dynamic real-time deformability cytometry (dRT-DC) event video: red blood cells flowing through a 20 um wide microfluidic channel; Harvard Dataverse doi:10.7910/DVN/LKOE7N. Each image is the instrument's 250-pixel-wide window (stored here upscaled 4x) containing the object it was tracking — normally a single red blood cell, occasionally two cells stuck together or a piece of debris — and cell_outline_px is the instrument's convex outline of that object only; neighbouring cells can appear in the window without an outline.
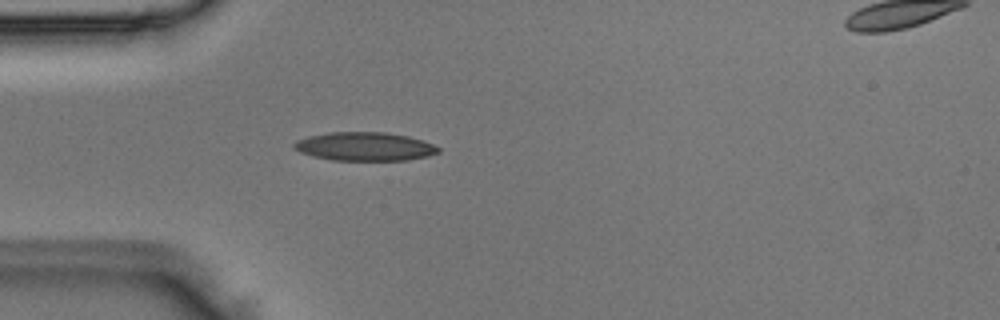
{"species": "Egyptian fruit bat (a non-hibernating species)", "species_latin": "Rousettus aegyptiacus", "temperature_condition": "room temperature", "stored_images_in_passage": 4, "camera_frame_rate_fps": 3000, "um_per_image_px": 0.085, "animal": {"sex": "male"}, "frame": {"image": 1, "passage_image": 3, "time_ms": 0.667, "image_size_px": [1000, 320], "cell_outline_px": [[440, 152], [428, 156], [408, 160], [332, 160], [312, 156], [300, 152], [292, 148], [292, 144], [296, 140], [308, 136], [328, 132], [384, 132], [408, 136], [432, 144], [440, 148]], "centroid_in_image_um": [30.96, 12.45], "position_along_channel_um": 54.0, "area_um2": 24.1}}